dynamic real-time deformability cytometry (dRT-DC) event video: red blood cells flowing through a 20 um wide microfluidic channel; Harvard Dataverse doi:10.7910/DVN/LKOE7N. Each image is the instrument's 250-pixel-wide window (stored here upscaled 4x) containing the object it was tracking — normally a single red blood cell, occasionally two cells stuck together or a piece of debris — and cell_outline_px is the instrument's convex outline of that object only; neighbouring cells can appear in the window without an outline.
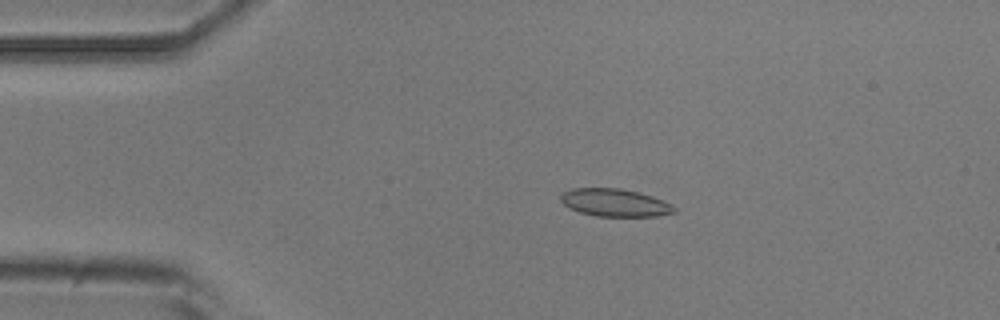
{"species": "common noctule bat (a hibernating species)", "species_latin": "Nyctalus noctula", "temperature_condition": "room temperature", "stored_images_in_passage": 4, "camera_frame_rate_fps": 3000, "um_per_image_px": 0.085, "animal": {"sex": "male", "body_mass_g": 20.5, "forearm_length_mm": 52.5}, "frame": {"image": 1, "passage_image": 3, "time_ms": 2.333, "image_size_px": [1000, 320], "cell_outline_px": [[676, 212], [656, 216], [596, 216], [580, 212], [568, 208], [560, 200], [560, 196], [564, 192], [572, 188], [620, 188], [652, 196], [664, 200], [672, 204], [676, 208]], "centroid_in_image_um": [52.27, 17.23], "position_along_channel_um": 32.7, "area_um2": 18.32}}